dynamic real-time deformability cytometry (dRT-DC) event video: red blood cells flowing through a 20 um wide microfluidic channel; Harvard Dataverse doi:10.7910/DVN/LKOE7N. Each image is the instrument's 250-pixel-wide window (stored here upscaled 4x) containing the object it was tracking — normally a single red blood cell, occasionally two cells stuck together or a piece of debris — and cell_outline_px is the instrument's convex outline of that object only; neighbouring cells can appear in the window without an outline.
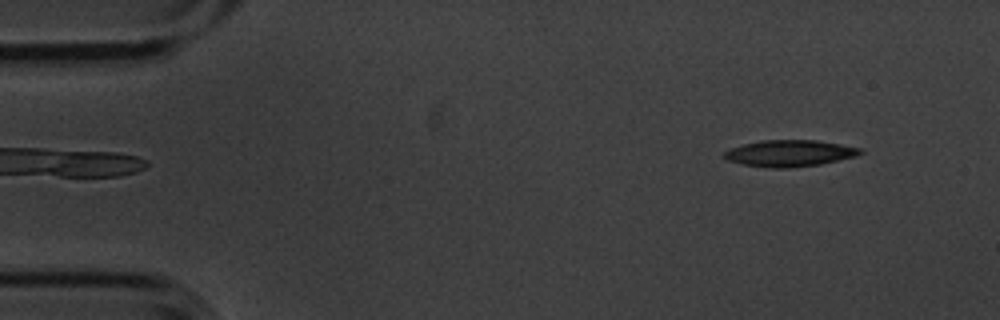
{"species": "common noctule bat (a hibernating species)", "species_latin": "Nyctalus noctula", "temperature_condition": "cold", "stored_images_in_passage": 2, "camera_frame_rate_fps": 3000, "um_per_image_px": 0.085, "animal": {"sex": "male", "body_mass_g": 20.1, "forearm_length_mm": 53.5}, "frame": {"image": 1, "passage_image": 2, "time_ms": 0.333, "image_size_px": [1000, 320], "cell_outline_px": [[864, 152], [856, 156], [820, 164], [788, 168], [768, 168], [740, 164], [728, 160], [724, 156], [724, 152], [732, 148], [744, 144], [764, 140], [816, 140], [840, 144], [860, 148]], "centroid_in_image_um": [67.12, 13.03], "position_along_channel_um": 17.9, "area_um2": 20.87}}